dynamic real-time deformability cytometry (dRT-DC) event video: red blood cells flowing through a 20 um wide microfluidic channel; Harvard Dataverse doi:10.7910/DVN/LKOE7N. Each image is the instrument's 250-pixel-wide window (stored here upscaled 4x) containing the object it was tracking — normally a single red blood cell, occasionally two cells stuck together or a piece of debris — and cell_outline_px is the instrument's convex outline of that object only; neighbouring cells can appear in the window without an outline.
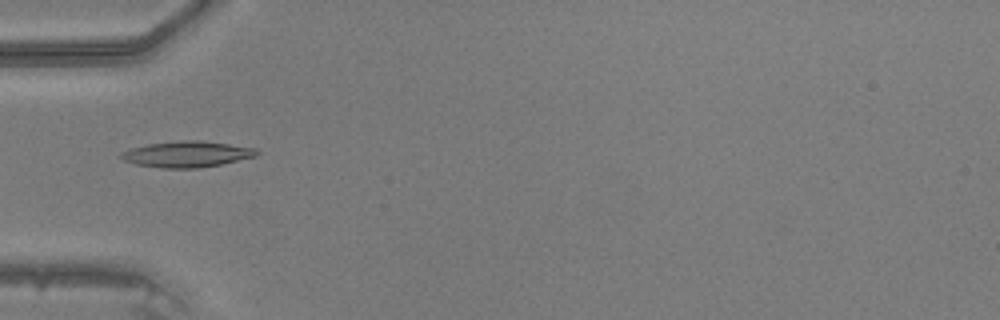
{"species": "common noctule bat (a hibernating species)", "species_latin": "Nyctalus noctula", "temperature_condition": "warm", "stored_images_in_passage": 26, "camera_frame_rate_fps": 3000, "um_per_image_px": 0.085, "animal": {"sex": "male", "body_mass_g": 20.5, "forearm_length_mm": 52.5}, "frame": {"image": 1, "passage_image": 9, "time_ms": 2.667, "image_size_px": [1000, 320], "cell_outline_px": [[260, 152], [256, 156], [220, 164], [200, 168], [160, 168], [136, 164], [124, 160], [120, 156], [120, 152], [132, 148], [148, 144], [184, 140], [200, 140], [256, 148]], "centroid_in_image_um": [15.89, 13.1], "position_along_channel_um": 69.1, "area_um2": 20.4}}
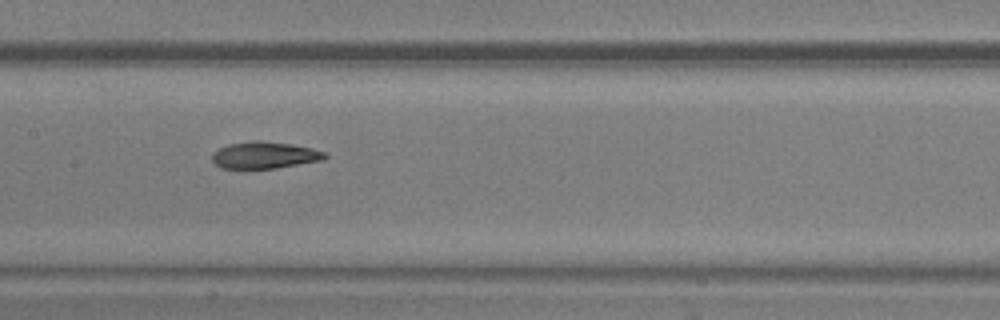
{"frame": {"image": 2, "passage_image": 17, "time_ms": 5.333, "image_size_px": [1000, 320], "cell_outline_px": [[328, 156], [324, 160], [276, 168], [220, 168], [212, 160], [212, 152], [228, 144], [252, 140], [260, 140], [292, 144], [312, 148], [328, 152]], "centroid_in_image_um": [22.52, 13.18], "position_along_channel_um": 184.9, "area_um2": 17.8}}
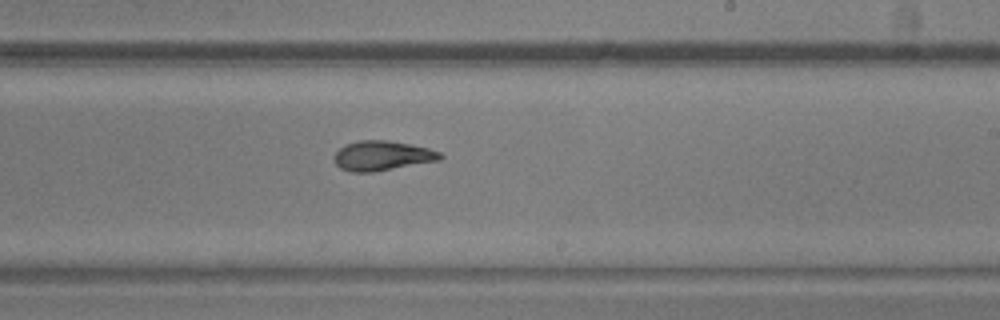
{"frame": {"image": 3, "passage_image": 22, "time_ms": 7.0, "image_size_px": [1000, 320], "cell_outline_px": [[444, 156], [440, 160], [372, 172], [348, 172], [340, 168], [332, 160], [332, 156], [340, 148], [348, 144], [360, 140], [388, 140], [428, 148], [440, 152]], "centroid_in_image_um": [32.45, 13.24], "position_along_channel_um": 256.5, "area_um2": 18.32}}